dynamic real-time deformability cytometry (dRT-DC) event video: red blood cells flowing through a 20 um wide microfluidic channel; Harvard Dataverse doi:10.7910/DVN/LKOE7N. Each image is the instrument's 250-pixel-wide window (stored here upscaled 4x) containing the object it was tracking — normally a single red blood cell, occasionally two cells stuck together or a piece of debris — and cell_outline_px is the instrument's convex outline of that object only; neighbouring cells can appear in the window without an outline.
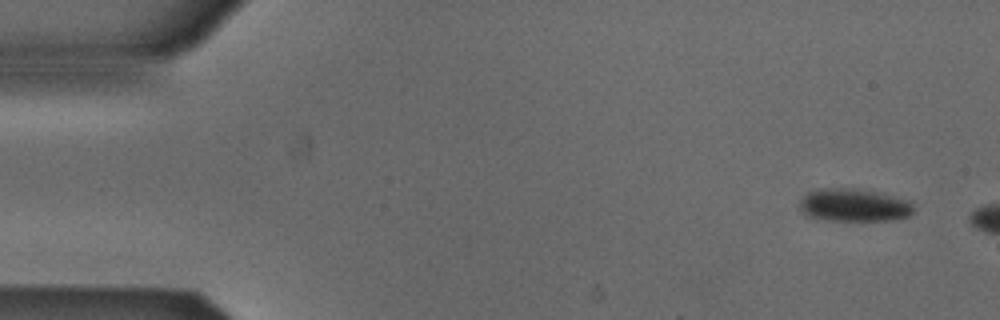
{"species": "Egyptian fruit bat (a non-hibernating species)", "species_latin": "Rousettus aegyptiacus", "temperature_condition": "cold", "stored_images_in_passage": 4, "camera_frame_rate_fps": 3000, "um_per_image_px": 0.085, "animal": {"sex": "male"}, "frame": {"image": 1, "passage_image": 1, "time_ms": 0.0, "image_size_px": [1000, 320], "cell_outline_px": [[912, 212], [908, 216], [892, 220], [824, 220], [812, 216], [804, 212], [800, 208], [800, 200], [808, 192], [820, 188], [860, 188], [884, 192], [912, 200]], "centroid_in_image_um": [72.65, 17.4], "position_along_channel_um": 12.3, "area_um2": 22.08}}